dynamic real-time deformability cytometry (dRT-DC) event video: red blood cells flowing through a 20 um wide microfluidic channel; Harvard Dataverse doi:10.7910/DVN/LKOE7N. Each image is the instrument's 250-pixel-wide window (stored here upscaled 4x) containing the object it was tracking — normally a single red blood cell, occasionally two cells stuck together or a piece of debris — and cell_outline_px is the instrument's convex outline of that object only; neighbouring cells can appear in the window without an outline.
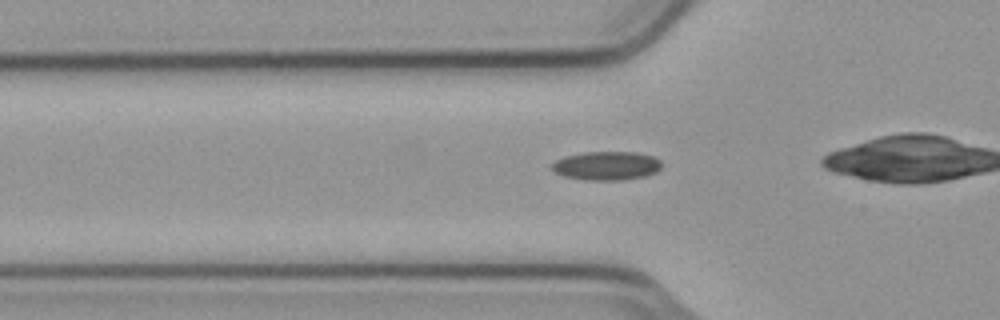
{"species": "common noctule bat (a hibernating species)", "species_latin": "Nyctalus noctula", "temperature_condition": "cold", "stored_images_in_passage": 28, "camera_frame_rate_fps": 3000, "um_per_image_px": 0.085, "animal": {"sex": "male", "body_mass_g": 23.1, "forearm_length_mm": 52.7}, "frame": {"image": 1, "passage_image": 3, "time_ms": 0.667, "image_size_px": [1000, 320], "cell_outline_px": [[660, 168], [656, 172], [644, 176], [624, 180], [584, 180], [564, 176], [556, 172], [552, 168], [552, 164], [556, 160], [564, 156], [584, 152], [636, 152], [652, 156], [660, 160]], "centroid_in_image_um": [51.55, 14.09], "position_along_channel_um": 74.3, "area_um2": 18.32}}
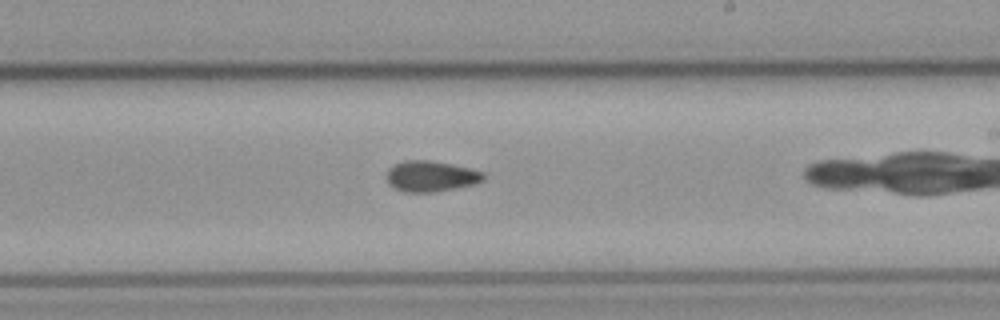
{"frame": {"image": 2, "passage_image": 17, "time_ms": 5.333, "image_size_px": [1000, 320], "cell_outline_px": [[484, 180], [476, 184], [456, 188], [432, 192], [404, 192], [388, 184], [384, 176], [388, 168], [392, 164], [404, 160], [428, 160], [452, 164], [484, 172]], "centroid_in_image_um": [36.58, 14.97], "position_along_channel_um": 252.4, "area_um2": 17.63}}
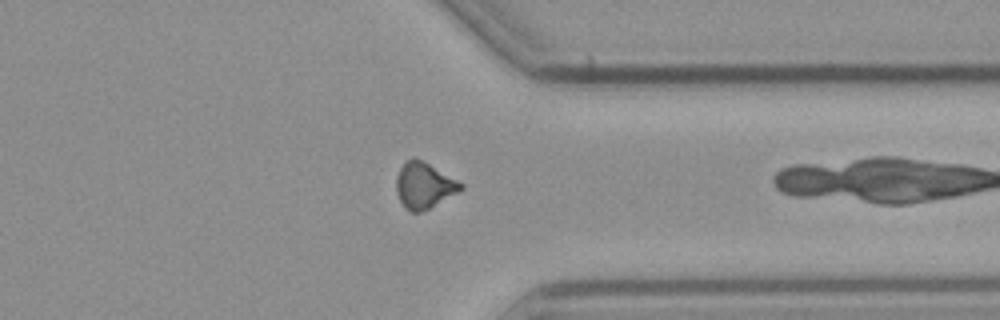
{"frame": {"image": 3, "passage_image": 27, "time_ms": 8.667, "image_size_px": [1000, 320], "cell_outline_px": [[464, 188], [428, 208], [420, 212], [412, 212], [404, 208], [400, 200], [396, 188], [396, 176], [400, 168], [408, 160], [420, 160], [428, 164], [464, 184]], "centroid_in_image_um": [36.02, 15.79], "position_along_channel_um": 375.4, "area_um2": 16.59}}